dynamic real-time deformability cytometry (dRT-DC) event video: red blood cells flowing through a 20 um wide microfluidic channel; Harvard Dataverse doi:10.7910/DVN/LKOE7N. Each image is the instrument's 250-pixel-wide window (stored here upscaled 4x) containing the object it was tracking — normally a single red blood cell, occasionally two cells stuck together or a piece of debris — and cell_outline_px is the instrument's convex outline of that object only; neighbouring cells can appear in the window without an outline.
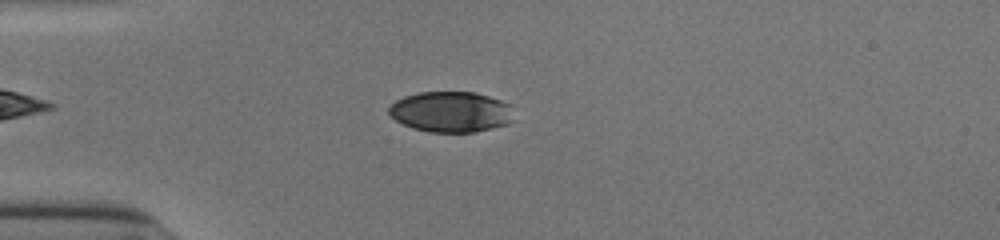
{"species": "human", "species_latin": "Homo sapiens", "temperature_condition": "cold", "stored_images_in_passage": 40, "camera_frame_rate_fps": 3000, "um_per_image_px": 0.085, "donor": {"sex": "male"}, "frame": {"image": 1, "passage_image": 6, "time_ms": 1.667, "image_size_px": [1000, 240], "cell_outline_px": [[512, 120], [508, 124], [492, 128], [472, 132], [432, 132], [412, 128], [396, 120], [388, 112], [388, 108], [396, 100], [404, 96], [420, 92], [476, 92], [500, 100], [508, 104]], "centroid_in_image_um": [38.3, 9.5], "position_along_channel_um": 46.7, "area_um2": 29.3}}
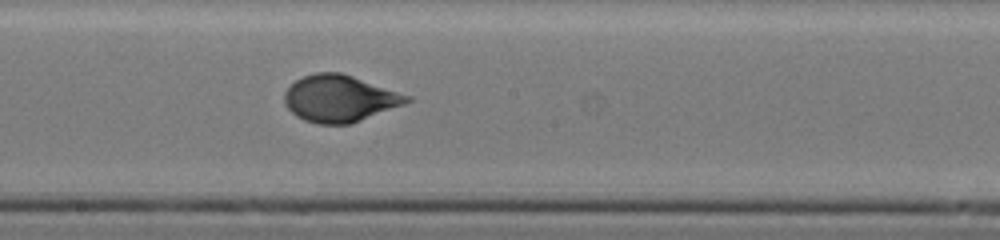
{"frame": {"image": 2, "passage_image": 21, "time_ms": 6.667, "image_size_px": [1000, 240], "cell_outline_px": [[412, 100], [404, 104], [352, 124], [316, 124], [304, 120], [296, 116], [284, 104], [284, 92], [296, 80], [304, 76], [316, 72], [340, 72], [412, 96]], "centroid_in_image_um": [28.86, 8.38], "position_along_channel_um": 219.3, "area_um2": 33.35}}
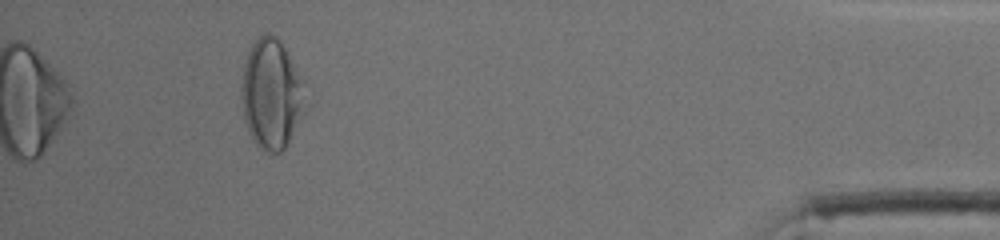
{"frame": {"image": 3, "passage_image": 40, "time_ms": 13.0, "image_size_px": [1000, 240], "cell_outline_px": [[300, 112], [288, 140], [284, 148], [280, 152], [268, 156], [252, 140], [248, 132], [244, 116], [244, 64], [248, 48], [264, 32], [268, 32], [276, 36], [280, 40], [300, 80]], "centroid_in_image_um": [22.98, 8.0], "position_along_channel_um": 412.2, "area_um2": 38.49}, "authors_computed_cell_mechanics": {"area_um2": 33.3506, "velocity_mm_per_s": 3.9045, "shape_relaxation_time_tau1_ms": 3.9151, "shape_relaxation_time_tau2_ms": null, "deformation_change_tau1": 0.1647, "deformation_change_tau2": null}}